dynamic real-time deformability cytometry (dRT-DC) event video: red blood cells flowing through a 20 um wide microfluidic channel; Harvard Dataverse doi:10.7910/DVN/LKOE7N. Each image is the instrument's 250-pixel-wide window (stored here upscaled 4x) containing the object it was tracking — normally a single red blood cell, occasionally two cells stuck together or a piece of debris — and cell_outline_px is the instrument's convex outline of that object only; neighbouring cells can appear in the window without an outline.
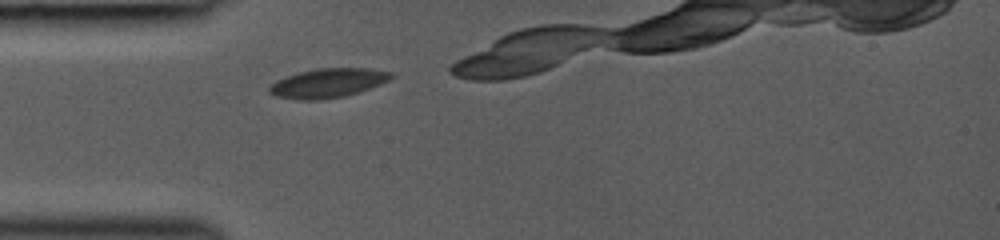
{"species": "common noctule bat (a hibernating species)", "species_latin": "Nyctalus noctula", "temperature_condition": "room temperature", "stored_images_in_passage": 2, "camera_frame_rate_fps": 3000, "um_per_image_px": 0.085, "animal": {"sex": "female", "body_mass_g": 19.0, "forearm_length_mm": 53.3}, "frame": {"image": 1, "passage_image": 1, "time_ms": 0.0, "image_size_px": [1000, 240], "cell_outline_px": [[396, 76], [380, 84], [344, 96], [320, 100], [300, 100], [276, 96], [268, 92], [268, 88], [276, 80], [300, 72], [316, 68], [368, 68], [392, 72]], "centroid_in_image_um": [27.87, 7.05], "position_along_channel_um": 57.1, "area_um2": 20.58}}